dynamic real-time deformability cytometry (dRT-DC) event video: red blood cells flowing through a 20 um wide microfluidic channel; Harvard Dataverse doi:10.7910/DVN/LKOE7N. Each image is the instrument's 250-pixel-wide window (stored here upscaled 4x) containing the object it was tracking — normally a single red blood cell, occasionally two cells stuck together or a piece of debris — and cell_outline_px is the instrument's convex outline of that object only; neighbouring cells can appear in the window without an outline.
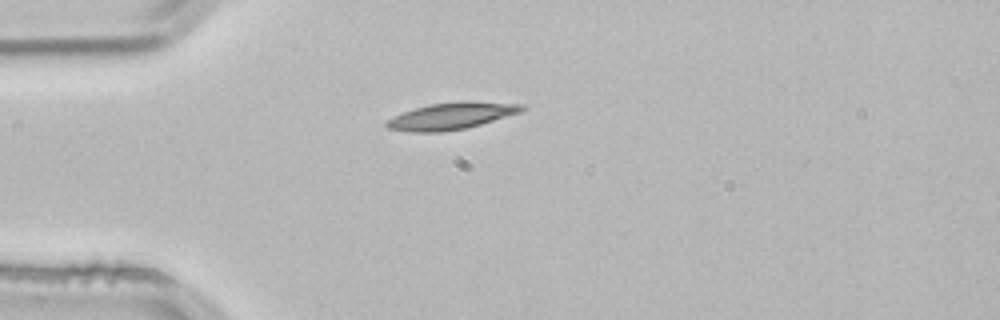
{"species": "common noctule bat (a hibernating species)", "species_latin": "Nyctalus noctula", "temperature_condition": "room temperature", "stored_images_in_passage": 40, "camera_frame_rate_fps": 3000, "um_per_image_px": 0.085, "animal": {"sex": "male", "body_mass_g": 21.5, "forearm_length_mm": 52.0}, "frame": {"image": 1, "passage_image": 1, "time_ms": 0.0, "image_size_px": [1000, 320], "cell_outline_px": [[528, 108], [520, 112], [480, 124], [464, 128], [444, 132], [408, 132], [388, 128], [384, 124], [384, 120], [392, 116], [428, 104], [460, 100], [472, 100], [524, 104]], "centroid_in_image_um": [38.36, 9.84], "position_along_channel_um": 46.6, "area_um2": 21.5}}
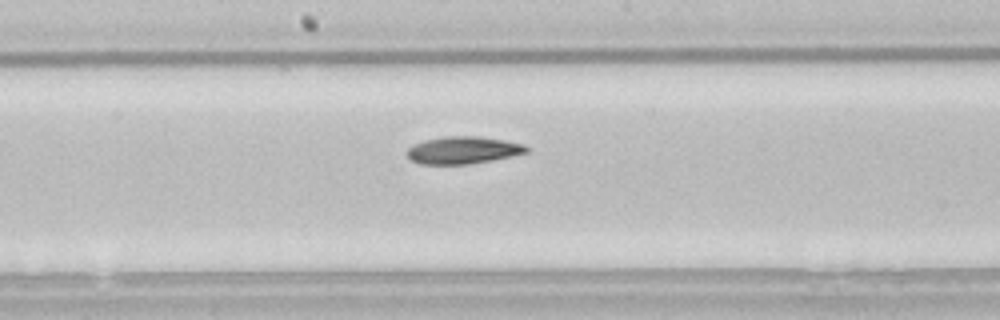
{"frame": {"image": 2, "passage_image": 15, "time_ms": 4.667, "image_size_px": [1000, 320], "cell_outline_px": [[532, 148], [528, 152], [512, 156], [492, 160], [468, 164], [420, 164], [412, 160], [404, 152], [412, 144], [424, 140], [444, 136], [476, 136], [504, 140], [524, 144]], "centroid_in_image_um": [39.36, 12.76], "position_along_channel_um": 208.8, "area_um2": 19.19}}
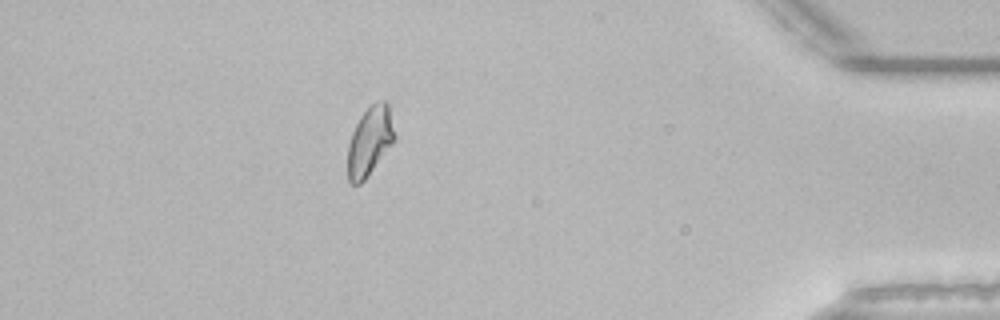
{"frame": {"image": 3, "passage_image": 34, "time_ms": 11.0, "image_size_px": [1000, 320], "cell_outline_px": [[396, 140], [368, 176], [360, 184], [352, 184], [348, 180], [348, 144], [352, 132], [360, 116], [372, 104], [380, 100], [388, 100], [396, 136]], "centroid_in_image_um": [31.46, 11.98], "position_along_channel_um": 403.7, "area_um2": 19.07}, "authors_computed_cell_mechanics": {"area_um2": 19.1607, "velocity_mm_per_s": 3.8224, "shape_relaxation_time_tau1_ms": 10.3862, "shape_relaxation_time_tau2_ms": 9.075, "deformation_change_tau1": 0.1929, "deformation_change_tau2": 0.1576}}